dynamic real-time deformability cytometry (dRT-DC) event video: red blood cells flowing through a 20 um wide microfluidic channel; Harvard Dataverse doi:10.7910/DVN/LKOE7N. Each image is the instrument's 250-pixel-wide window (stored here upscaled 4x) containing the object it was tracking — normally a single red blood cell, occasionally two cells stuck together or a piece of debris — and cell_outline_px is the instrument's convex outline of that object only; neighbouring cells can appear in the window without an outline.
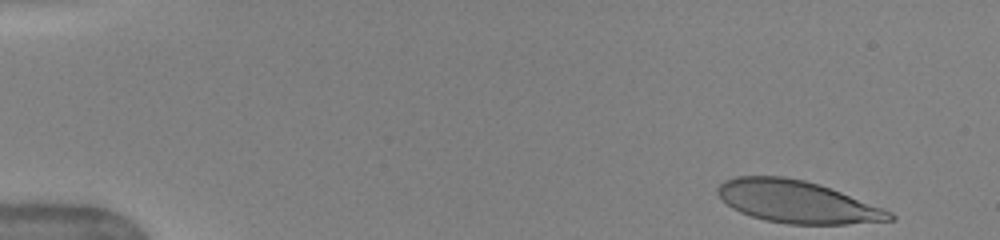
{"species": "human", "species_latin": "Homo sapiens", "temperature_condition": "warm", "stored_images_in_passage": 40, "camera_frame_rate_fps": 3000, "um_per_image_px": 0.085, "donor": {"sex": "female"}, "frame": {"image": 1, "passage_image": 1, "time_ms": 0.0, "image_size_px": [1000, 240], "cell_outline_px": [[896, 220], [848, 224], [788, 224], [764, 220], [740, 212], [732, 208], [716, 192], [716, 188], [724, 180], [736, 176], [784, 176], [804, 180], [820, 184], [884, 208], [892, 212], [896, 216]], "centroid_in_image_um": [67.78, 17.15], "position_along_channel_um": 17.2, "area_um2": 42.48}}
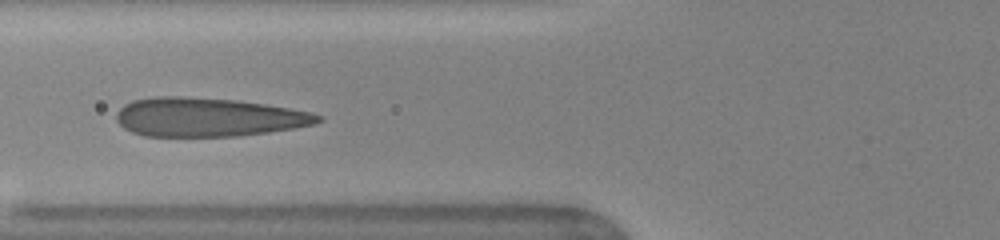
{"frame": {"image": 2, "passage_image": 17, "time_ms": 5.333, "image_size_px": [1000, 240], "cell_outline_px": [[324, 120], [316, 124], [268, 132], [240, 136], [144, 136], [132, 132], [124, 128], [116, 120], [116, 112], [124, 104], [132, 100], [156, 96], [180, 96], [236, 100], [264, 104], [312, 112], [324, 116]], "centroid_in_image_um": [17.69, 9.96], "position_along_channel_um": 108.1, "area_um2": 45.78}}
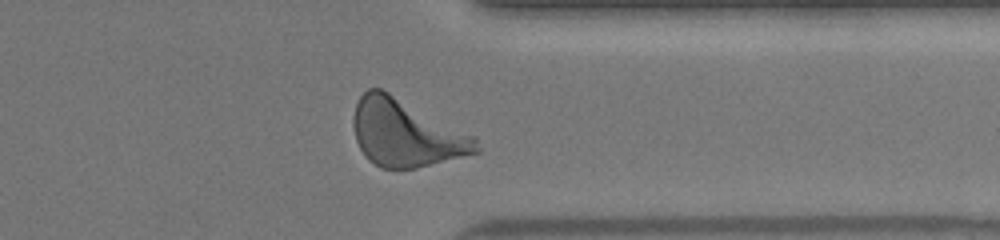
{"frame": {"image": 3, "passage_image": 37, "time_ms": 12.0, "image_size_px": [1000, 240], "cell_outline_px": [[480, 152], [416, 168], [380, 168], [360, 148], [356, 140], [352, 124], [352, 120], [356, 104], [360, 96], [368, 88], [380, 88], [476, 136], [480, 148]], "centroid_in_image_um": [34.52, 11.31], "position_along_channel_um": 376.9, "area_um2": 47.63}, "authors_computed_cell_mechanics": {"area_um2": 45.084, "velocity_mm_per_s": 4.0483, "shape_relaxation_time_tau1_ms": 3.0345, "shape_relaxation_time_tau2_ms": null, "deformation_change_tau1": 0.1644, "deformation_change_tau2": null}}